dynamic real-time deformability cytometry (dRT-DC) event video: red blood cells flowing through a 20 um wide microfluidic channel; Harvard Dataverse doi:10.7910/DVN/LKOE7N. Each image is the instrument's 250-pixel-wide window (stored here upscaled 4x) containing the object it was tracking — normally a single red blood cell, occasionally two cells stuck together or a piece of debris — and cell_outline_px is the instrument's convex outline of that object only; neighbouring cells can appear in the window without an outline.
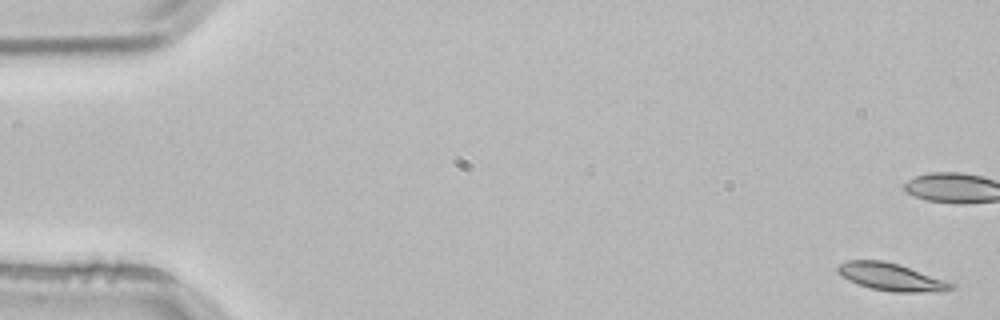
{"species": "common noctule bat (a hibernating species)", "species_latin": "Nyctalus noctula", "temperature_condition": "room temperature", "stored_images_in_passage": 3, "camera_frame_rate_fps": 3000, "um_per_image_px": 0.085, "animal": {"sex": "male", "body_mass_g": 21.5, "forearm_length_mm": 52.0}, "frame": {"image": 1, "passage_image": 1, "time_ms": 0.0, "image_size_px": [1000, 320], "cell_outline_px": [[956, 288], [944, 292], [892, 292], [872, 288], [848, 280], [840, 276], [836, 272], [836, 268], [840, 264], [848, 260], [884, 260], [900, 264], [956, 284]], "centroid_in_image_um": [75.78, 23.54], "position_along_channel_um": 9.2, "area_um2": 18.38}}